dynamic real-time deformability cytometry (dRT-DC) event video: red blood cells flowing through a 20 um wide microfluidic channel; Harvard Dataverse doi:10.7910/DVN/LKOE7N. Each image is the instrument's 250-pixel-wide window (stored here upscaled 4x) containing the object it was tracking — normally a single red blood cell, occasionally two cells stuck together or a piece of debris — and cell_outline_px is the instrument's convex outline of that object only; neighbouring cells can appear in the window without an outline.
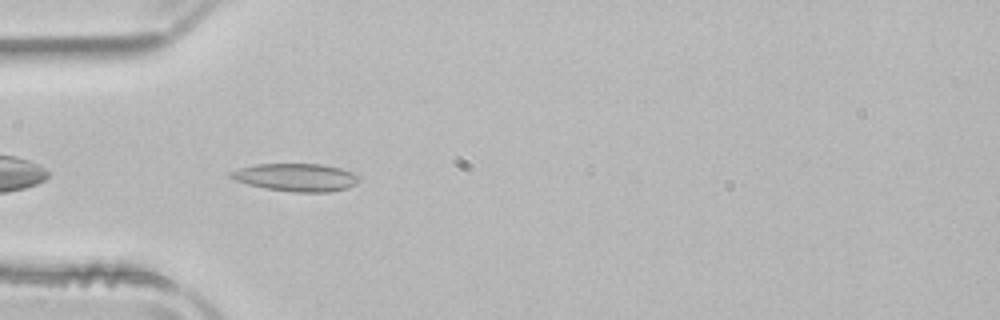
{"species": "common noctule bat (a hibernating species)", "species_latin": "Nyctalus noctula", "temperature_condition": "room temperature", "stored_images_in_passage": 38, "camera_frame_rate_fps": 3000, "um_per_image_px": 0.085, "animal": {"sex": "male", "body_mass_g": 21.5, "forearm_length_mm": 52.0}, "frame": {"image": 1, "passage_image": 2, "time_ms": 0.333, "image_size_px": [1000, 320], "cell_outline_px": [[360, 180], [356, 184], [348, 188], [328, 192], [296, 192], [264, 188], [248, 184], [236, 180], [228, 176], [228, 172], [240, 168], [256, 164], [320, 164], [340, 168], [352, 172], [360, 176]], "centroid_in_image_um": [25.18, 15.07], "position_along_channel_um": 59.8, "area_um2": 20.81}}
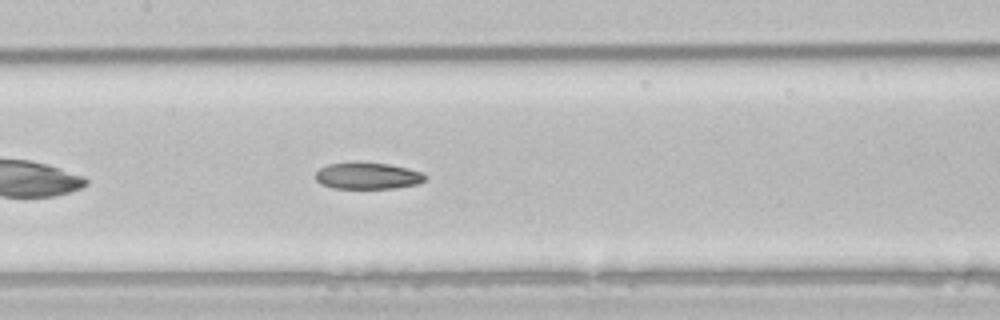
{"frame": {"image": 2, "passage_image": 11, "time_ms": 3.333, "image_size_px": [1000, 320], "cell_outline_px": [[424, 180], [416, 184], [396, 188], [332, 188], [320, 184], [316, 180], [316, 172], [320, 168], [328, 164], [352, 160], [356, 160], [388, 164], [408, 168], [420, 172], [424, 176]], "centroid_in_image_um": [31.17, 14.91], "position_along_channel_um": 176.2, "area_um2": 17.28}}
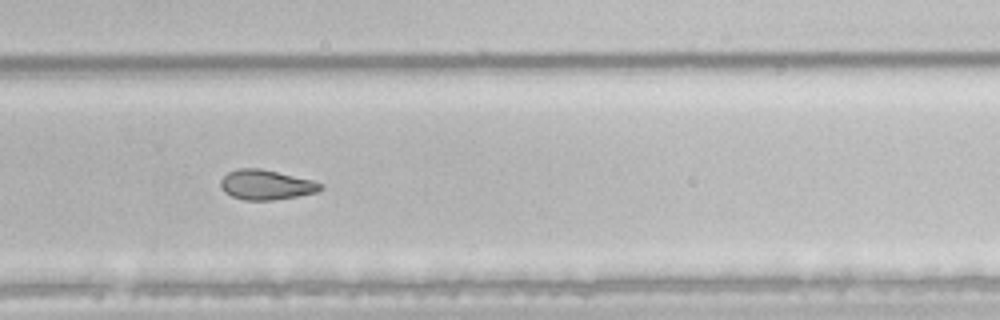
{"frame": {"image": 3, "passage_image": 21, "time_ms": 6.667, "image_size_px": [1000, 320], "cell_outline_px": [[324, 188], [316, 192], [296, 196], [272, 200], [244, 200], [232, 196], [224, 192], [220, 188], [220, 180], [228, 172], [236, 168], [260, 168], [312, 180], [324, 184]], "centroid_in_image_um": [22.59, 15.7], "position_along_channel_um": 307.2, "area_um2": 17.4}, "authors_computed_cell_mechanics": {"area_um2": 18.2648, "velocity_mm_per_s": 3.9467, "shape_relaxation_time_tau1_ms": null, "shape_relaxation_time_tau2_ms": 7.7235, "deformation_change_tau1": null, "deformation_change_tau2": 0.1609}}